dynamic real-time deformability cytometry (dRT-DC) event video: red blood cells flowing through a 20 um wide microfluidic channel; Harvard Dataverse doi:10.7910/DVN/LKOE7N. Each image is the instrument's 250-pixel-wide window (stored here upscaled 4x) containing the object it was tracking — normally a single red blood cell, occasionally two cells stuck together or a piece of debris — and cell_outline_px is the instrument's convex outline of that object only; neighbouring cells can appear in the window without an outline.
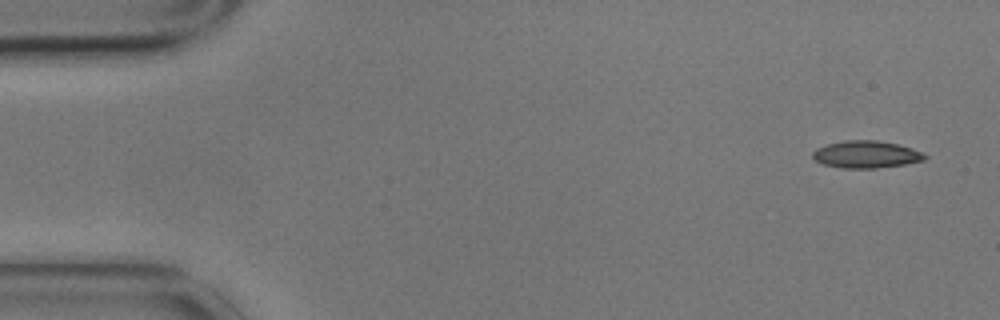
{"species": "common noctule bat (a hibernating species)", "species_latin": "Nyctalus noctula", "temperature_condition": "cold", "stored_images_in_passage": 5, "camera_frame_rate_fps": 3000, "um_per_image_px": 0.085, "animal": {"sex": "male", "body_mass_g": 17.9}, "frame": {"image": 1, "passage_image": 1, "time_ms": 0.0, "image_size_px": [1000, 320], "cell_outline_px": [[928, 156], [924, 160], [904, 164], [876, 168], [840, 168], [824, 164], [816, 160], [812, 156], [812, 152], [816, 148], [828, 144], [844, 140], [876, 140], [896, 144], [912, 148]], "centroid_in_image_um": [73.6, 13.12], "position_along_channel_um": 11.4, "area_um2": 17.63}}
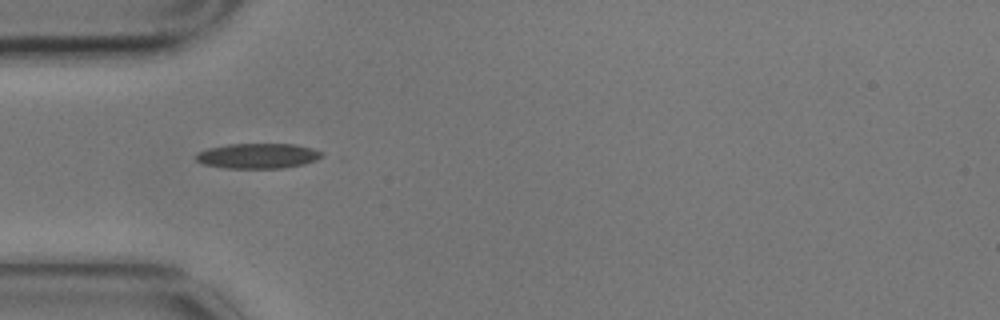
{"frame": {"image": 2, "passage_image": 5, "time_ms": 1.333, "image_size_px": [1000, 320], "cell_outline_px": [[324, 156], [316, 160], [304, 164], [284, 168], [224, 168], [204, 164], [196, 160], [196, 152], [208, 148], [228, 144], [296, 144], [312, 148], [324, 152]], "centroid_in_image_um": [21.94, 13.25], "position_along_channel_um": 63.1, "area_um2": 18.61}}